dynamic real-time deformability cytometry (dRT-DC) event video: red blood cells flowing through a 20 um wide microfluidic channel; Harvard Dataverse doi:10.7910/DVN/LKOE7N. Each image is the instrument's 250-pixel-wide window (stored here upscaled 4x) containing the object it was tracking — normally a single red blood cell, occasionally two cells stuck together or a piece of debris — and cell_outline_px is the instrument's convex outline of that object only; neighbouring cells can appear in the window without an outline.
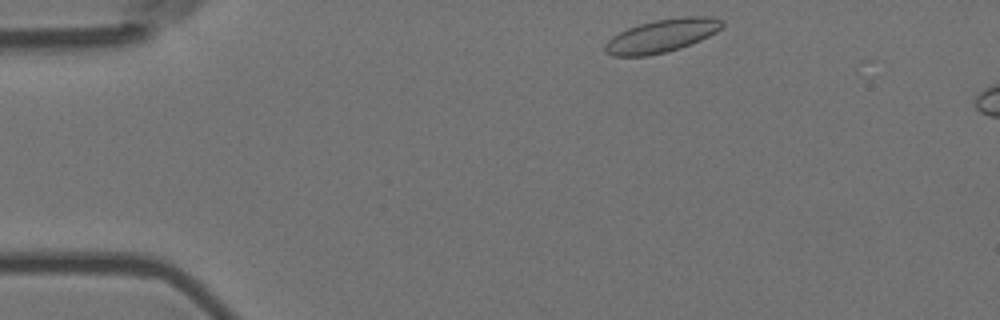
{"species": "Egyptian fruit bat (a non-hibernating species)", "species_latin": "Rousettus aegyptiacus", "temperature_condition": "room temperature", "stored_images_in_passage": 4, "camera_frame_rate_fps": 3000, "um_per_image_px": 0.085, "animal": {"sex": "female"}, "frame": {"image": 1, "passage_image": 1, "time_ms": 0.0, "image_size_px": [1000, 320], "cell_outline_px": [[724, 24], [716, 32], [700, 40], [680, 48], [648, 56], [612, 56], [604, 52], [604, 44], [612, 36], [628, 28], [640, 24], [656, 20], [680, 16], [712, 16], [724, 20]], "centroid_in_image_um": [56.25, 3.03], "position_along_channel_um": 28.7, "area_um2": 22.66}}
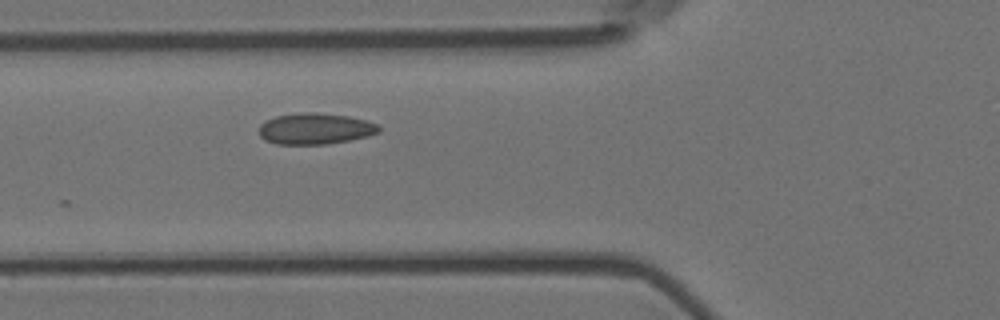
{"frame": {"image": 2, "passage_image": 4, "time_ms": 1.0, "image_size_px": [1000, 320], "cell_outline_px": [[380, 132], [368, 136], [328, 144], [276, 144], [264, 140], [260, 136], [260, 124], [276, 116], [304, 112], [312, 112], [348, 116], [364, 120], [376, 124], [380, 128]], "centroid_in_image_um": [26.78, 10.95], "position_along_channel_um": 99.0, "area_um2": 21.56}}